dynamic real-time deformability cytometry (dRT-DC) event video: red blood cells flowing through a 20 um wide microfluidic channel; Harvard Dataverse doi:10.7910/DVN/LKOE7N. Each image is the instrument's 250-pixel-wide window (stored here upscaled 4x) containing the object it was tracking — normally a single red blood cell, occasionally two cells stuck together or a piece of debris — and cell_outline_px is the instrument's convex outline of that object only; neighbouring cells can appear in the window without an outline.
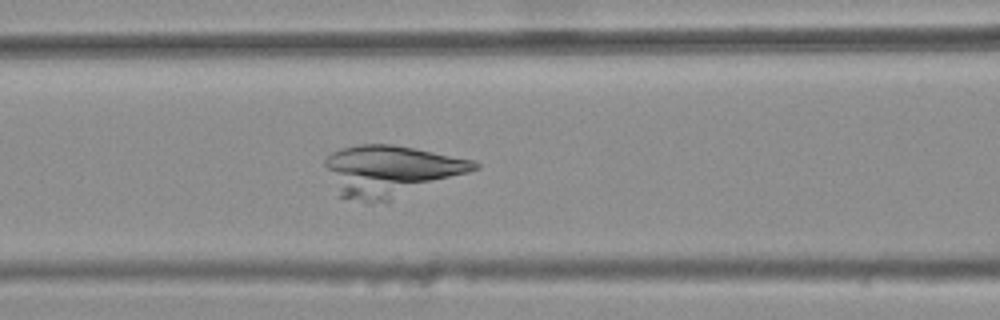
{"species": "common noctule bat (a hibernating species)", "species_latin": "Nyctalus noctula", "temperature_condition": "warm", "stored_images_in_passage": 33, "camera_frame_rate_fps": 3000, "um_per_image_px": 0.085, "animal": {"sex": "female", "body_mass_g": 25.1}, "frame": {"image": 1, "passage_image": 14, "time_ms": 4.333, "image_size_px": [1000, 320], "cell_outline_px": [[480, 168], [388, 204], [368, 204], [340, 196], [324, 164], [324, 160], [332, 152], [340, 148], [360, 144], [392, 144], [472, 160], [480, 164]], "centroid_in_image_um": [33.21, 14.58], "position_along_channel_um": 133.4, "area_um2": 45.08}}
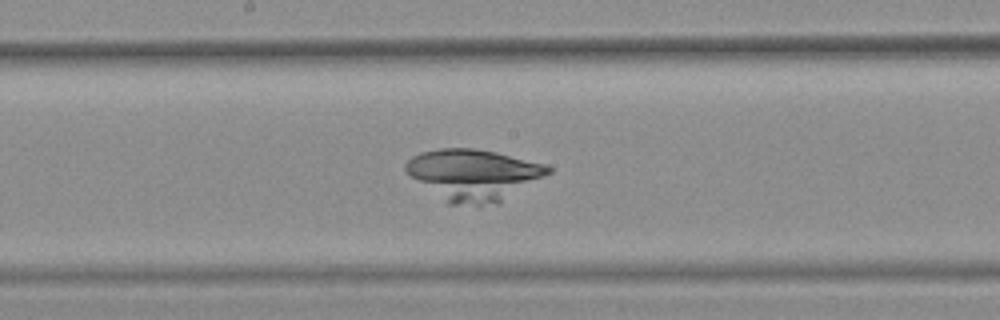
{"frame": {"image": 2, "passage_image": 20, "time_ms": 6.333, "image_size_px": [1000, 320], "cell_outline_px": [[552, 172], [496, 204], [480, 208], [448, 204], [412, 176], [404, 168], [404, 164], [412, 156], [420, 152], [440, 148], [472, 148], [496, 152], [544, 164], [552, 168]], "centroid_in_image_um": [40.25, 14.87], "position_along_channel_um": 207.9, "area_um2": 42.43}}
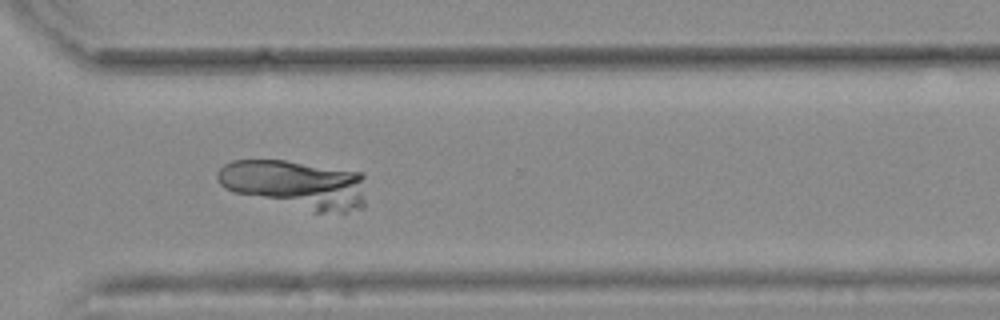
{"frame": {"image": 3, "passage_image": 31, "time_ms": 10.0, "image_size_px": [1000, 320], "cell_outline_px": [[364, 208], [344, 212], [312, 212], [232, 192], [224, 188], [216, 180], [216, 172], [224, 164], [232, 160], [284, 160], [360, 172], [364, 176]], "centroid_in_image_um": [25.09, 15.68], "position_along_channel_um": 345.5, "area_um2": 42.37}}